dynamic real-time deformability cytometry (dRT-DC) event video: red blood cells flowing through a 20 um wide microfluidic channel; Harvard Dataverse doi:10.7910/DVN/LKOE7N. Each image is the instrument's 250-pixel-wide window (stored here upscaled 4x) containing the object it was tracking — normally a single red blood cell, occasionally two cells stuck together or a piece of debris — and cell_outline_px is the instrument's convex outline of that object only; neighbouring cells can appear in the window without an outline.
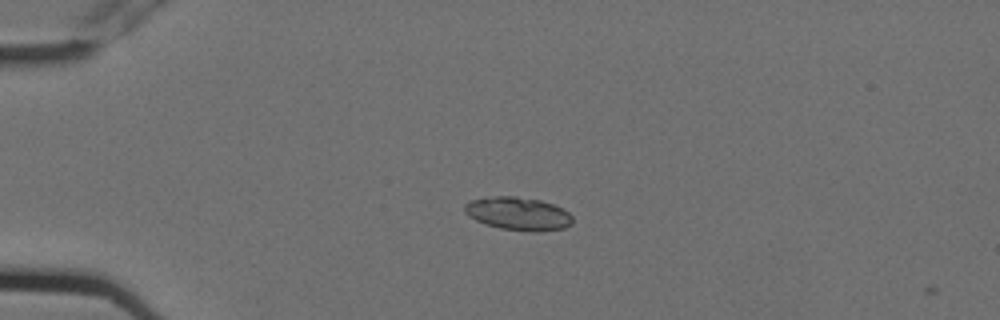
{"species": "Egyptian fruit bat (a non-hibernating species)", "species_latin": "Rousettus aegyptiacus", "temperature_condition": "cold", "stored_images_in_passage": 5, "camera_frame_rate_fps": 3000, "um_per_image_px": 0.085, "animal": {"sex": "female"}, "frame": {"image": 1, "passage_image": 4, "time_ms": 1.0, "image_size_px": [1000, 320], "cell_outline_px": [[572, 224], [564, 228], [536, 232], [532, 232], [500, 228], [484, 224], [468, 216], [464, 212], [464, 204], [472, 200], [496, 196], [516, 196], [540, 200], [552, 204], [568, 212], [572, 216]], "centroid_in_image_um": [44.03, 18.17], "position_along_channel_um": 41.0, "area_um2": 20.81}}